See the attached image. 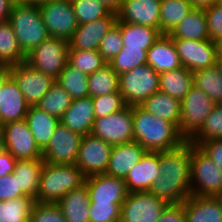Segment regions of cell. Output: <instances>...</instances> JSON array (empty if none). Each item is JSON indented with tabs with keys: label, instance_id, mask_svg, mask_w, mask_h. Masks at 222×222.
Masks as SVG:
<instances>
[{
	"label": "cell",
	"instance_id": "cell-61",
	"mask_svg": "<svg viewBox=\"0 0 222 222\" xmlns=\"http://www.w3.org/2000/svg\"><path fill=\"white\" fill-rule=\"evenodd\" d=\"M218 55H222V39L218 42Z\"/></svg>",
	"mask_w": 222,
	"mask_h": 222
},
{
	"label": "cell",
	"instance_id": "cell-14",
	"mask_svg": "<svg viewBox=\"0 0 222 222\" xmlns=\"http://www.w3.org/2000/svg\"><path fill=\"white\" fill-rule=\"evenodd\" d=\"M1 134L7 150L17 160L42 159V151L25 120L9 122L1 126Z\"/></svg>",
	"mask_w": 222,
	"mask_h": 222
},
{
	"label": "cell",
	"instance_id": "cell-21",
	"mask_svg": "<svg viewBox=\"0 0 222 222\" xmlns=\"http://www.w3.org/2000/svg\"><path fill=\"white\" fill-rule=\"evenodd\" d=\"M29 105L15 79L10 75L0 87V126L25 119Z\"/></svg>",
	"mask_w": 222,
	"mask_h": 222
},
{
	"label": "cell",
	"instance_id": "cell-58",
	"mask_svg": "<svg viewBox=\"0 0 222 222\" xmlns=\"http://www.w3.org/2000/svg\"><path fill=\"white\" fill-rule=\"evenodd\" d=\"M4 151H5V143H4L3 136H2V134H1V132H0V154H1L2 152H4Z\"/></svg>",
	"mask_w": 222,
	"mask_h": 222
},
{
	"label": "cell",
	"instance_id": "cell-37",
	"mask_svg": "<svg viewBox=\"0 0 222 222\" xmlns=\"http://www.w3.org/2000/svg\"><path fill=\"white\" fill-rule=\"evenodd\" d=\"M88 91L91 98L119 92V75L107 63L88 75Z\"/></svg>",
	"mask_w": 222,
	"mask_h": 222
},
{
	"label": "cell",
	"instance_id": "cell-24",
	"mask_svg": "<svg viewBox=\"0 0 222 222\" xmlns=\"http://www.w3.org/2000/svg\"><path fill=\"white\" fill-rule=\"evenodd\" d=\"M147 64L158 74L182 67L173 39L168 34H161L147 51Z\"/></svg>",
	"mask_w": 222,
	"mask_h": 222
},
{
	"label": "cell",
	"instance_id": "cell-5",
	"mask_svg": "<svg viewBox=\"0 0 222 222\" xmlns=\"http://www.w3.org/2000/svg\"><path fill=\"white\" fill-rule=\"evenodd\" d=\"M222 190V170L192 144L190 191L196 197L216 196Z\"/></svg>",
	"mask_w": 222,
	"mask_h": 222
},
{
	"label": "cell",
	"instance_id": "cell-18",
	"mask_svg": "<svg viewBox=\"0 0 222 222\" xmlns=\"http://www.w3.org/2000/svg\"><path fill=\"white\" fill-rule=\"evenodd\" d=\"M85 185L91 203L122 204L128 195L124 179L107 174L86 177Z\"/></svg>",
	"mask_w": 222,
	"mask_h": 222
},
{
	"label": "cell",
	"instance_id": "cell-27",
	"mask_svg": "<svg viewBox=\"0 0 222 222\" xmlns=\"http://www.w3.org/2000/svg\"><path fill=\"white\" fill-rule=\"evenodd\" d=\"M89 193L86 185L68 192L56 204L60 207L66 222H90Z\"/></svg>",
	"mask_w": 222,
	"mask_h": 222
},
{
	"label": "cell",
	"instance_id": "cell-57",
	"mask_svg": "<svg viewBox=\"0 0 222 222\" xmlns=\"http://www.w3.org/2000/svg\"><path fill=\"white\" fill-rule=\"evenodd\" d=\"M47 0H14V3L18 4H28V5H41L42 3L46 2Z\"/></svg>",
	"mask_w": 222,
	"mask_h": 222
},
{
	"label": "cell",
	"instance_id": "cell-51",
	"mask_svg": "<svg viewBox=\"0 0 222 222\" xmlns=\"http://www.w3.org/2000/svg\"><path fill=\"white\" fill-rule=\"evenodd\" d=\"M157 222H186L183 203L169 204Z\"/></svg>",
	"mask_w": 222,
	"mask_h": 222
},
{
	"label": "cell",
	"instance_id": "cell-4",
	"mask_svg": "<svg viewBox=\"0 0 222 222\" xmlns=\"http://www.w3.org/2000/svg\"><path fill=\"white\" fill-rule=\"evenodd\" d=\"M9 22L25 55L50 38L37 5L14 3Z\"/></svg>",
	"mask_w": 222,
	"mask_h": 222
},
{
	"label": "cell",
	"instance_id": "cell-59",
	"mask_svg": "<svg viewBox=\"0 0 222 222\" xmlns=\"http://www.w3.org/2000/svg\"><path fill=\"white\" fill-rule=\"evenodd\" d=\"M217 66L220 68L221 73H222V55H218Z\"/></svg>",
	"mask_w": 222,
	"mask_h": 222
},
{
	"label": "cell",
	"instance_id": "cell-9",
	"mask_svg": "<svg viewBox=\"0 0 222 222\" xmlns=\"http://www.w3.org/2000/svg\"><path fill=\"white\" fill-rule=\"evenodd\" d=\"M39 8L50 37L68 41L79 26L71 0H47Z\"/></svg>",
	"mask_w": 222,
	"mask_h": 222
},
{
	"label": "cell",
	"instance_id": "cell-40",
	"mask_svg": "<svg viewBox=\"0 0 222 222\" xmlns=\"http://www.w3.org/2000/svg\"><path fill=\"white\" fill-rule=\"evenodd\" d=\"M222 139V104H216L201 128L189 139L198 146L206 140Z\"/></svg>",
	"mask_w": 222,
	"mask_h": 222
},
{
	"label": "cell",
	"instance_id": "cell-20",
	"mask_svg": "<svg viewBox=\"0 0 222 222\" xmlns=\"http://www.w3.org/2000/svg\"><path fill=\"white\" fill-rule=\"evenodd\" d=\"M160 175L159 152L146 151L124 179L128 193L149 192Z\"/></svg>",
	"mask_w": 222,
	"mask_h": 222
},
{
	"label": "cell",
	"instance_id": "cell-30",
	"mask_svg": "<svg viewBox=\"0 0 222 222\" xmlns=\"http://www.w3.org/2000/svg\"><path fill=\"white\" fill-rule=\"evenodd\" d=\"M44 165L43 159L17 160L14 177H17L18 190L36 199Z\"/></svg>",
	"mask_w": 222,
	"mask_h": 222
},
{
	"label": "cell",
	"instance_id": "cell-44",
	"mask_svg": "<svg viewBox=\"0 0 222 222\" xmlns=\"http://www.w3.org/2000/svg\"><path fill=\"white\" fill-rule=\"evenodd\" d=\"M96 118L122 111L127 107L120 92H112L92 98Z\"/></svg>",
	"mask_w": 222,
	"mask_h": 222
},
{
	"label": "cell",
	"instance_id": "cell-42",
	"mask_svg": "<svg viewBox=\"0 0 222 222\" xmlns=\"http://www.w3.org/2000/svg\"><path fill=\"white\" fill-rule=\"evenodd\" d=\"M68 63L87 75L107 64L98 50H68Z\"/></svg>",
	"mask_w": 222,
	"mask_h": 222
},
{
	"label": "cell",
	"instance_id": "cell-13",
	"mask_svg": "<svg viewBox=\"0 0 222 222\" xmlns=\"http://www.w3.org/2000/svg\"><path fill=\"white\" fill-rule=\"evenodd\" d=\"M168 205L150 192L128 193L121 205L120 222H157Z\"/></svg>",
	"mask_w": 222,
	"mask_h": 222
},
{
	"label": "cell",
	"instance_id": "cell-10",
	"mask_svg": "<svg viewBox=\"0 0 222 222\" xmlns=\"http://www.w3.org/2000/svg\"><path fill=\"white\" fill-rule=\"evenodd\" d=\"M91 134L112 146L134 141L133 106H127L120 112L96 118Z\"/></svg>",
	"mask_w": 222,
	"mask_h": 222
},
{
	"label": "cell",
	"instance_id": "cell-53",
	"mask_svg": "<svg viewBox=\"0 0 222 222\" xmlns=\"http://www.w3.org/2000/svg\"><path fill=\"white\" fill-rule=\"evenodd\" d=\"M14 0H0V23L9 21Z\"/></svg>",
	"mask_w": 222,
	"mask_h": 222
},
{
	"label": "cell",
	"instance_id": "cell-47",
	"mask_svg": "<svg viewBox=\"0 0 222 222\" xmlns=\"http://www.w3.org/2000/svg\"><path fill=\"white\" fill-rule=\"evenodd\" d=\"M29 222H66V219L57 204L35 202Z\"/></svg>",
	"mask_w": 222,
	"mask_h": 222
},
{
	"label": "cell",
	"instance_id": "cell-36",
	"mask_svg": "<svg viewBox=\"0 0 222 222\" xmlns=\"http://www.w3.org/2000/svg\"><path fill=\"white\" fill-rule=\"evenodd\" d=\"M193 85L205 92L215 104H222V73L215 65L192 73Z\"/></svg>",
	"mask_w": 222,
	"mask_h": 222
},
{
	"label": "cell",
	"instance_id": "cell-26",
	"mask_svg": "<svg viewBox=\"0 0 222 222\" xmlns=\"http://www.w3.org/2000/svg\"><path fill=\"white\" fill-rule=\"evenodd\" d=\"M35 139L37 146L43 151L60 123V119L46 113L37 106H29L24 119Z\"/></svg>",
	"mask_w": 222,
	"mask_h": 222
},
{
	"label": "cell",
	"instance_id": "cell-49",
	"mask_svg": "<svg viewBox=\"0 0 222 222\" xmlns=\"http://www.w3.org/2000/svg\"><path fill=\"white\" fill-rule=\"evenodd\" d=\"M21 196H27L22 190H18L17 177L8 174L0 177V201H8Z\"/></svg>",
	"mask_w": 222,
	"mask_h": 222
},
{
	"label": "cell",
	"instance_id": "cell-50",
	"mask_svg": "<svg viewBox=\"0 0 222 222\" xmlns=\"http://www.w3.org/2000/svg\"><path fill=\"white\" fill-rule=\"evenodd\" d=\"M197 147L222 170V139L206 140Z\"/></svg>",
	"mask_w": 222,
	"mask_h": 222
},
{
	"label": "cell",
	"instance_id": "cell-17",
	"mask_svg": "<svg viewBox=\"0 0 222 222\" xmlns=\"http://www.w3.org/2000/svg\"><path fill=\"white\" fill-rule=\"evenodd\" d=\"M117 22V13L79 25L68 40L69 50H99L100 42Z\"/></svg>",
	"mask_w": 222,
	"mask_h": 222
},
{
	"label": "cell",
	"instance_id": "cell-11",
	"mask_svg": "<svg viewBox=\"0 0 222 222\" xmlns=\"http://www.w3.org/2000/svg\"><path fill=\"white\" fill-rule=\"evenodd\" d=\"M82 137L81 134L71 131L60 122L48 145L42 151L43 161L55 165L75 164Z\"/></svg>",
	"mask_w": 222,
	"mask_h": 222
},
{
	"label": "cell",
	"instance_id": "cell-23",
	"mask_svg": "<svg viewBox=\"0 0 222 222\" xmlns=\"http://www.w3.org/2000/svg\"><path fill=\"white\" fill-rule=\"evenodd\" d=\"M95 119L94 105L89 96L72 100L60 122L71 131L86 136L91 134Z\"/></svg>",
	"mask_w": 222,
	"mask_h": 222
},
{
	"label": "cell",
	"instance_id": "cell-2",
	"mask_svg": "<svg viewBox=\"0 0 222 222\" xmlns=\"http://www.w3.org/2000/svg\"><path fill=\"white\" fill-rule=\"evenodd\" d=\"M133 132L134 141L146 151H167L186 141L172 122L147 113L140 106H133Z\"/></svg>",
	"mask_w": 222,
	"mask_h": 222
},
{
	"label": "cell",
	"instance_id": "cell-43",
	"mask_svg": "<svg viewBox=\"0 0 222 222\" xmlns=\"http://www.w3.org/2000/svg\"><path fill=\"white\" fill-rule=\"evenodd\" d=\"M71 3L79 25L103 18L111 12L99 0H71Z\"/></svg>",
	"mask_w": 222,
	"mask_h": 222
},
{
	"label": "cell",
	"instance_id": "cell-12",
	"mask_svg": "<svg viewBox=\"0 0 222 222\" xmlns=\"http://www.w3.org/2000/svg\"><path fill=\"white\" fill-rule=\"evenodd\" d=\"M182 66L192 73L217 65L218 42L212 40L193 41L173 39Z\"/></svg>",
	"mask_w": 222,
	"mask_h": 222
},
{
	"label": "cell",
	"instance_id": "cell-39",
	"mask_svg": "<svg viewBox=\"0 0 222 222\" xmlns=\"http://www.w3.org/2000/svg\"><path fill=\"white\" fill-rule=\"evenodd\" d=\"M71 102L70 95L55 81L36 106L46 113L61 119Z\"/></svg>",
	"mask_w": 222,
	"mask_h": 222
},
{
	"label": "cell",
	"instance_id": "cell-32",
	"mask_svg": "<svg viewBox=\"0 0 222 222\" xmlns=\"http://www.w3.org/2000/svg\"><path fill=\"white\" fill-rule=\"evenodd\" d=\"M193 85L192 72L184 66L159 74V91L169 94L180 102Z\"/></svg>",
	"mask_w": 222,
	"mask_h": 222
},
{
	"label": "cell",
	"instance_id": "cell-8",
	"mask_svg": "<svg viewBox=\"0 0 222 222\" xmlns=\"http://www.w3.org/2000/svg\"><path fill=\"white\" fill-rule=\"evenodd\" d=\"M215 105L205 92L192 85L181 101L179 133L189 140L201 128Z\"/></svg>",
	"mask_w": 222,
	"mask_h": 222
},
{
	"label": "cell",
	"instance_id": "cell-35",
	"mask_svg": "<svg viewBox=\"0 0 222 222\" xmlns=\"http://www.w3.org/2000/svg\"><path fill=\"white\" fill-rule=\"evenodd\" d=\"M56 82L70 95L72 100L89 97L88 75L68 62Z\"/></svg>",
	"mask_w": 222,
	"mask_h": 222
},
{
	"label": "cell",
	"instance_id": "cell-54",
	"mask_svg": "<svg viewBox=\"0 0 222 222\" xmlns=\"http://www.w3.org/2000/svg\"><path fill=\"white\" fill-rule=\"evenodd\" d=\"M191 2L192 8L195 9H207L213 6L216 3H219L220 0H189Z\"/></svg>",
	"mask_w": 222,
	"mask_h": 222
},
{
	"label": "cell",
	"instance_id": "cell-38",
	"mask_svg": "<svg viewBox=\"0 0 222 222\" xmlns=\"http://www.w3.org/2000/svg\"><path fill=\"white\" fill-rule=\"evenodd\" d=\"M35 199L21 196L8 201H0V222H29Z\"/></svg>",
	"mask_w": 222,
	"mask_h": 222
},
{
	"label": "cell",
	"instance_id": "cell-52",
	"mask_svg": "<svg viewBox=\"0 0 222 222\" xmlns=\"http://www.w3.org/2000/svg\"><path fill=\"white\" fill-rule=\"evenodd\" d=\"M17 159L14 158L7 150L0 154V177L12 174L15 170Z\"/></svg>",
	"mask_w": 222,
	"mask_h": 222
},
{
	"label": "cell",
	"instance_id": "cell-7",
	"mask_svg": "<svg viewBox=\"0 0 222 222\" xmlns=\"http://www.w3.org/2000/svg\"><path fill=\"white\" fill-rule=\"evenodd\" d=\"M68 50L67 40L50 37L26 54L25 63L56 80L68 62Z\"/></svg>",
	"mask_w": 222,
	"mask_h": 222
},
{
	"label": "cell",
	"instance_id": "cell-25",
	"mask_svg": "<svg viewBox=\"0 0 222 222\" xmlns=\"http://www.w3.org/2000/svg\"><path fill=\"white\" fill-rule=\"evenodd\" d=\"M186 222H222V207L214 196H189L183 202Z\"/></svg>",
	"mask_w": 222,
	"mask_h": 222
},
{
	"label": "cell",
	"instance_id": "cell-31",
	"mask_svg": "<svg viewBox=\"0 0 222 222\" xmlns=\"http://www.w3.org/2000/svg\"><path fill=\"white\" fill-rule=\"evenodd\" d=\"M116 25L120 28L123 48H142L148 51L162 34L158 29L149 26L128 22H116Z\"/></svg>",
	"mask_w": 222,
	"mask_h": 222
},
{
	"label": "cell",
	"instance_id": "cell-60",
	"mask_svg": "<svg viewBox=\"0 0 222 222\" xmlns=\"http://www.w3.org/2000/svg\"><path fill=\"white\" fill-rule=\"evenodd\" d=\"M215 198L219 201L222 207V190L215 196Z\"/></svg>",
	"mask_w": 222,
	"mask_h": 222
},
{
	"label": "cell",
	"instance_id": "cell-15",
	"mask_svg": "<svg viewBox=\"0 0 222 222\" xmlns=\"http://www.w3.org/2000/svg\"><path fill=\"white\" fill-rule=\"evenodd\" d=\"M112 147L92 134L83 136L75 165L86 177L105 174Z\"/></svg>",
	"mask_w": 222,
	"mask_h": 222
},
{
	"label": "cell",
	"instance_id": "cell-34",
	"mask_svg": "<svg viewBox=\"0 0 222 222\" xmlns=\"http://www.w3.org/2000/svg\"><path fill=\"white\" fill-rule=\"evenodd\" d=\"M192 9L189 0H161L160 32L169 34Z\"/></svg>",
	"mask_w": 222,
	"mask_h": 222
},
{
	"label": "cell",
	"instance_id": "cell-56",
	"mask_svg": "<svg viewBox=\"0 0 222 222\" xmlns=\"http://www.w3.org/2000/svg\"><path fill=\"white\" fill-rule=\"evenodd\" d=\"M10 76L9 68H0V87L3 86L5 80Z\"/></svg>",
	"mask_w": 222,
	"mask_h": 222
},
{
	"label": "cell",
	"instance_id": "cell-16",
	"mask_svg": "<svg viewBox=\"0 0 222 222\" xmlns=\"http://www.w3.org/2000/svg\"><path fill=\"white\" fill-rule=\"evenodd\" d=\"M9 69L29 106H36L56 81L51 76L29 67L25 62Z\"/></svg>",
	"mask_w": 222,
	"mask_h": 222
},
{
	"label": "cell",
	"instance_id": "cell-19",
	"mask_svg": "<svg viewBox=\"0 0 222 222\" xmlns=\"http://www.w3.org/2000/svg\"><path fill=\"white\" fill-rule=\"evenodd\" d=\"M161 0H122L117 22L149 26L160 31Z\"/></svg>",
	"mask_w": 222,
	"mask_h": 222
},
{
	"label": "cell",
	"instance_id": "cell-28",
	"mask_svg": "<svg viewBox=\"0 0 222 222\" xmlns=\"http://www.w3.org/2000/svg\"><path fill=\"white\" fill-rule=\"evenodd\" d=\"M140 107L154 116L172 122L177 128L180 125L181 102L169 94L155 92Z\"/></svg>",
	"mask_w": 222,
	"mask_h": 222
},
{
	"label": "cell",
	"instance_id": "cell-3",
	"mask_svg": "<svg viewBox=\"0 0 222 222\" xmlns=\"http://www.w3.org/2000/svg\"><path fill=\"white\" fill-rule=\"evenodd\" d=\"M86 176L75 165H55L44 162L37 203L56 204L68 192L85 185Z\"/></svg>",
	"mask_w": 222,
	"mask_h": 222
},
{
	"label": "cell",
	"instance_id": "cell-6",
	"mask_svg": "<svg viewBox=\"0 0 222 222\" xmlns=\"http://www.w3.org/2000/svg\"><path fill=\"white\" fill-rule=\"evenodd\" d=\"M159 91V74L148 64L119 75V92L127 106H140Z\"/></svg>",
	"mask_w": 222,
	"mask_h": 222
},
{
	"label": "cell",
	"instance_id": "cell-48",
	"mask_svg": "<svg viewBox=\"0 0 222 222\" xmlns=\"http://www.w3.org/2000/svg\"><path fill=\"white\" fill-rule=\"evenodd\" d=\"M206 14L209 38L219 42L222 39V5L219 3L204 10Z\"/></svg>",
	"mask_w": 222,
	"mask_h": 222
},
{
	"label": "cell",
	"instance_id": "cell-41",
	"mask_svg": "<svg viewBox=\"0 0 222 222\" xmlns=\"http://www.w3.org/2000/svg\"><path fill=\"white\" fill-rule=\"evenodd\" d=\"M108 64L118 74L147 64V50L142 48H122Z\"/></svg>",
	"mask_w": 222,
	"mask_h": 222
},
{
	"label": "cell",
	"instance_id": "cell-29",
	"mask_svg": "<svg viewBox=\"0 0 222 222\" xmlns=\"http://www.w3.org/2000/svg\"><path fill=\"white\" fill-rule=\"evenodd\" d=\"M168 35L172 39H187L193 41L209 40L204 9L193 8Z\"/></svg>",
	"mask_w": 222,
	"mask_h": 222
},
{
	"label": "cell",
	"instance_id": "cell-55",
	"mask_svg": "<svg viewBox=\"0 0 222 222\" xmlns=\"http://www.w3.org/2000/svg\"><path fill=\"white\" fill-rule=\"evenodd\" d=\"M100 2H102L105 6H107L111 11L113 12H118L121 4H122V0H99Z\"/></svg>",
	"mask_w": 222,
	"mask_h": 222
},
{
	"label": "cell",
	"instance_id": "cell-46",
	"mask_svg": "<svg viewBox=\"0 0 222 222\" xmlns=\"http://www.w3.org/2000/svg\"><path fill=\"white\" fill-rule=\"evenodd\" d=\"M122 204L90 203V222H120Z\"/></svg>",
	"mask_w": 222,
	"mask_h": 222
},
{
	"label": "cell",
	"instance_id": "cell-33",
	"mask_svg": "<svg viewBox=\"0 0 222 222\" xmlns=\"http://www.w3.org/2000/svg\"><path fill=\"white\" fill-rule=\"evenodd\" d=\"M25 57L11 23H0V68H10L24 63Z\"/></svg>",
	"mask_w": 222,
	"mask_h": 222
},
{
	"label": "cell",
	"instance_id": "cell-22",
	"mask_svg": "<svg viewBox=\"0 0 222 222\" xmlns=\"http://www.w3.org/2000/svg\"><path fill=\"white\" fill-rule=\"evenodd\" d=\"M145 152V148L136 141L114 145L105 174L125 179Z\"/></svg>",
	"mask_w": 222,
	"mask_h": 222
},
{
	"label": "cell",
	"instance_id": "cell-45",
	"mask_svg": "<svg viewBox=\"0 0 222 222\" xmlns=\"http://www.w3.org/2000/svg\"><path fill=\"white\" fill-rule=\"evenodd\" d=\"M123 48V40L120 28L115 24L114 27L104 36L100 42L99 54L108 63Z\"/></svg>",
	"mask_w": 222,
	"mask_h": 222
},
{
	"label": "cell",
	"instance_id": "cell-1",
	"mask_svg": "<svg viewBox=\"0 0 222 222\" xmlns=\"http://www.w3.org/2000/svg\"><path fill=\"white\" fill-rule=\"evenodd\" d=\"M191 155L192 143L189 140L177 148L159 152L161 175L149 192L168 204H181L191 196Z\"/></svg>",
	"mask_w": 222,
	"mask_h": 222
}]
</instances>
